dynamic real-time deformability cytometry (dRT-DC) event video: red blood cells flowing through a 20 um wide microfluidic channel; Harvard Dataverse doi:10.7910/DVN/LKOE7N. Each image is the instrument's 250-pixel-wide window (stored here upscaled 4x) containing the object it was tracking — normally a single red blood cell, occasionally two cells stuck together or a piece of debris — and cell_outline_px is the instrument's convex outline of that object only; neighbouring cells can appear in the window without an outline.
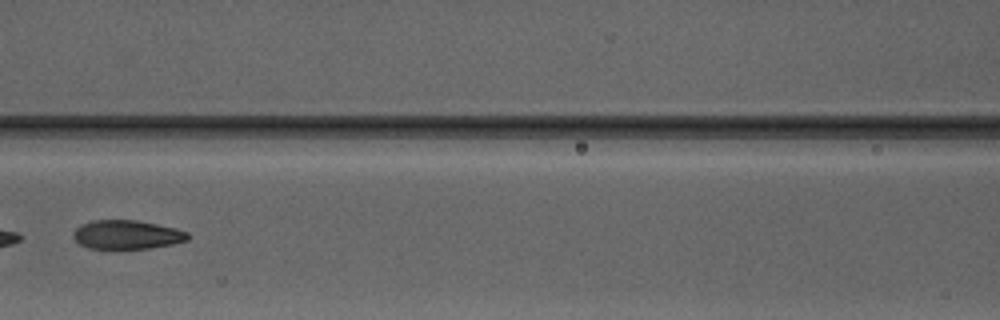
{"species": "Egyptian fruit bat (a non-hibernating species)", "species_latin": "Rousettus aegyptiacus", "temperature_condition": "warm", "stored_images_in_passage": 5, "camera_frame_rate_fps": 3000, "um_per_image_px": 0.085, "animal": {"sex": "male"}, "frame": {"image": 1, "passage_image": 4, "time_ms": 3.667, "image_size_px": [1000, 320], "cell_outline_px": [[188, 240], [172, 244], [148, 248], [112, 252], [88, 248], [80, 244], [72, 236], [72, 232], [80, 224], [92, 220], [136, 220], [176, 228], [188, 232]], "centroid_in_image_um": [10.72, 19.99], "position_along_channel_um": 155.9, "area_um2": 20.06}}
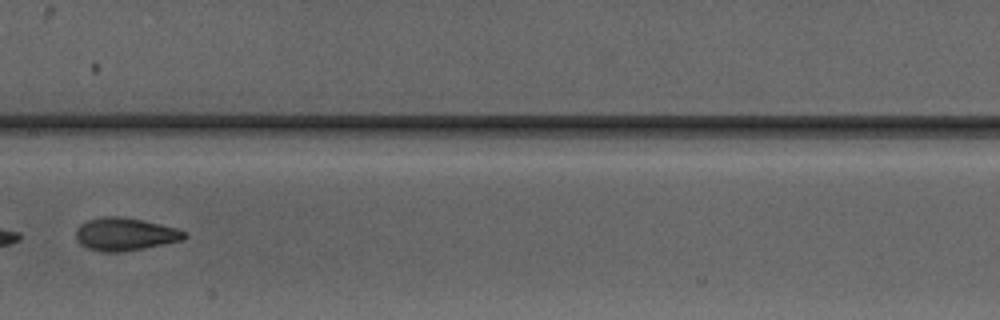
{"frame": {"image": 2, "passage_image": 5, "time_ms": 4.667, "image_size_px": [1000, 320], "cell_outline_px": [[188, 236], [184, 240], [124, 252], [100, 252], [88, 248], [80, 244], [76, 236], [76, 228], [80, 224], [88, 220], [104, 216], [124, 216], [160, 224], [176, 228], [188, 232]], "centroid_in_image_um": [10.65, 19.91], "position_along_channel_um": 196.8, "area_um2": 20.98}}